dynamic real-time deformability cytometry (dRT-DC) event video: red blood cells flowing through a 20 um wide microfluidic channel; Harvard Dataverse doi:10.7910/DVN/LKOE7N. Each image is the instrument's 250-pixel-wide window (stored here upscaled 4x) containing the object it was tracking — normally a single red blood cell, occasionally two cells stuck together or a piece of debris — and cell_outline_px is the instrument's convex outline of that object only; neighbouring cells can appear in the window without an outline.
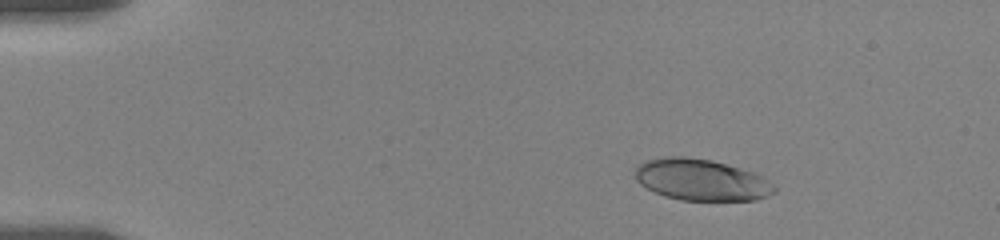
{"species": "human", "species_latin": "Homo sapiens", "temperature_condition": "room temperature", "stored_images_in_passage": 20, "camera_frame_rate_fps": 3000, "um_per_image_px": 0.085, "donor": {"sex": "female"}, "frame": {"image": 1, "passage_image": 7, "time_ms": 2.667, "image_size_px": [1000, 240], "cell_outline_px": [[776, 192], [768, 196], [756, 200], [680, 200], [664, 196], [640, 184], [636, 180], [636, 164], [648, 160], [668, 156], [684, 156], [712, 160], [740, 168], [764, 176], [776, 188]], "centroid_in_image_um": [59.62, 15.28], "position_along_channel_um": 25.4, "area_um2": 33.64}}
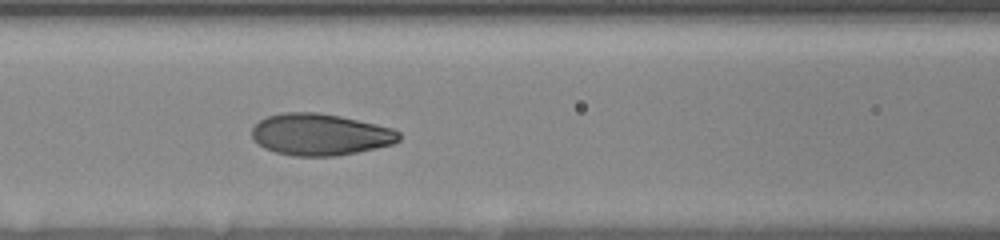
{"frame": {"image": 2, "passage_image": 16, "time_ms": 8.333, "image_size_px": [1000, 240], "cell_outline_px": [[400, 140], [396, 144], [336, 156], [292, 156], [276, 152], [264, 148], [252, 136], [252, 128], [260, 120], [268, 116], [284, 112], [320, 112], [340, 116], [376, 124], [392, 128], [400, 132]], "centroid_in_image_um": [27.25, 11.43], "position_along_channel_um": 139.4, "area_um2": 35.78}}
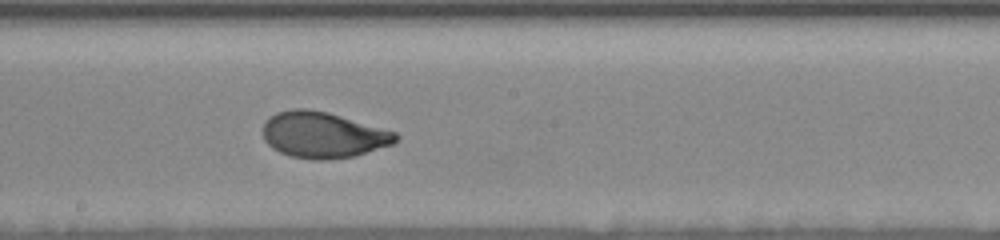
{"frame": {"image": 3, "passage_image": 20, "time_ms": 10.667, "image_size_px": [1000, 240], "cell_outline_px": [[400, 136], [392, 144], [352, 156], [324, 160], [312, 160], [292, 156], [280, 152], [272, 148], [264, 140], [264, 120], [268, 116], [276, 112], [292, 108], [308, 108], [328, 112], [396, 132]], "centroid_in_image_um": [27.42, 11.45], "position_along_channel_um": 220.8, "area_um2": 35.55}}